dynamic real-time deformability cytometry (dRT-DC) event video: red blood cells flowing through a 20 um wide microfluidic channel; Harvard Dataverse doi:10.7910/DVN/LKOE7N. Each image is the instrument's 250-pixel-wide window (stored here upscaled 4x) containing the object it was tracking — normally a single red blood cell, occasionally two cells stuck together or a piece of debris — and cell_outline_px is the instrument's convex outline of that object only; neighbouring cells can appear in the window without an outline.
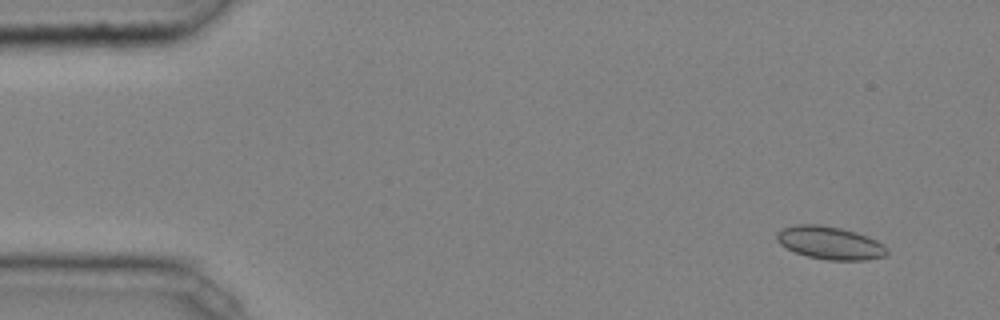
{"species": "common noctule bat (a hibernating species)", "species_latin": "Nyctalus noctula", "temperature_condition": "cold", "stored_images_in_passage": 46, "camera_frame_rate_fps": 3000, "um_per_image_px": 0.085, "animal": {"sex": "male", "body_mass_g": 20.4}, "frame": {"image": 1, "passage_image": 3, "time_ms": 0.667, "image_size_px": [1000, 320], "cell_outline_px": [[888, 252], [884, 256], [864, 260], [828, 260], [808, 256], [796, 252], [780, 244], [776, 240], [776, 232], [780, 228], [796, 224], [820, 224], [840, 228], [856, 232], [876, 240], [884, 244], [888, 248]], "centroid_in_image_um": [70.53, 20.63], "position_along_channel_um": 14.5, "area_um2": 21.15}}
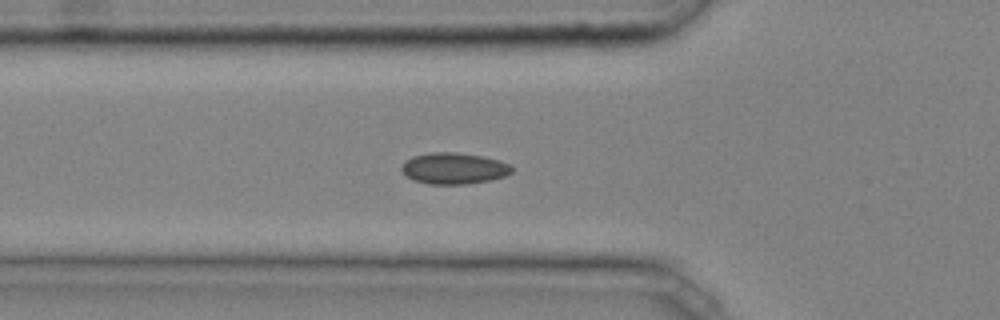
{"frame": {"image": 2, "passage_image": 16, "time_ms": 5.0, "image_size_px": [1000, 320], "cell_outline_px": [[512, 172], [504, 176], [488, 180], [468, 184], [428, 184], [412, 180], [400, 168], [404, 160], [412, 156], [432, 152], [456, 152], [484, 156], [500, 160], [512, 164]], "centroid_in_image_um": [38.58, 14.3], "position_along_channel_um": 87.2, "area_um2": 20.29}}
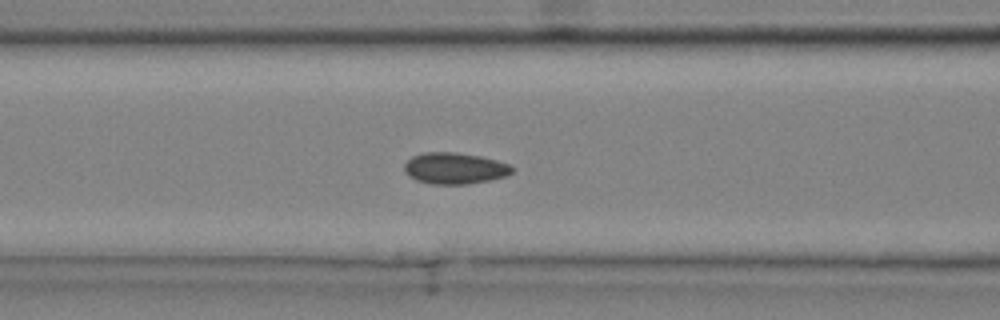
{"frame": {"image": 3, "passage_image": 19, "time_ms": 6.0, "image_size_px": [1000, 320], "cell_outline_px": [[516, 168], [512, 172], [504, 176], [488, 180], [468, 184], [432, 184], [416, 180], [408, 176], [404, 172], [404, 164], [412, 156], [424, 152], [456, 152], [480, 156], [496, 160], [508, 164]], "centroid_in_image_um": [38.62, 14.3], "position_along_channel_um": 128.0, "area_um2": 19.71}, "authors_computed_cell_mechanics": {"area_um2": 19.4497, "velocity_mm_per_s": 4.0407, "shape_relaxation_time_tau1_ms": 5.1462, "shape_relaxation_time_tau2_ms": 2.1004, "deformation_change_tau1": 0.0445, "deformation_change_tau2": 0.0526}}